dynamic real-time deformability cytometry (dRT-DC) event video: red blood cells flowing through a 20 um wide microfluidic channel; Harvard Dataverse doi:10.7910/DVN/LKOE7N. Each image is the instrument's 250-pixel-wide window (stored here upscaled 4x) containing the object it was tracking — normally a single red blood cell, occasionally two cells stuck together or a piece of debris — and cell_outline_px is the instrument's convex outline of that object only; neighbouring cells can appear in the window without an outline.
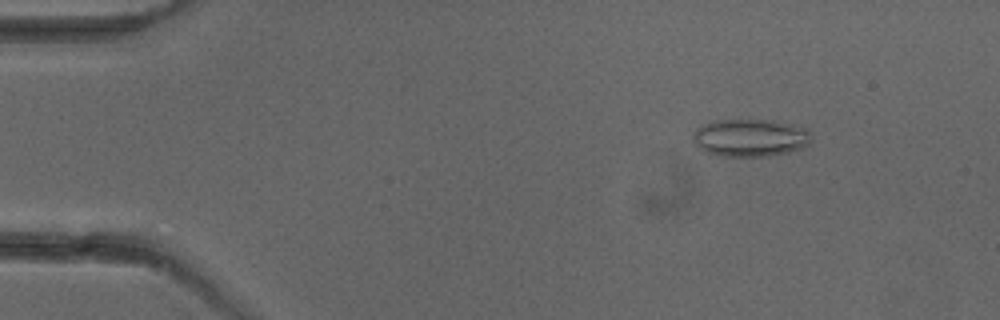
{"species": "common noctule bat (a hibernating species)", "species_latin": "Nyctalus noctula", "temperature_condition": "cold", "stored_images_in_passage": 3, "camera_frame_rate_fps": 3000, "um_per_image_px": 0.085, "animal": {"sex": "female"}, "frame": {"image": 1, "passage_image": 1, "time_ms": 0.0, "image_size_px": [1000, 320], "cell_outline_px": [[812, 136], [808, 144], [800, 148], [788, 152], [768, 156], [724, 156], [708, 152], [700, 148], [692, 140], [692, 136], [696, 128], [704, 124], [716, 120], [776, 120], [808, 128]], "centroid_in_image_um": [63.79, 11.69], "position_along_channel_um": 21.2, "area_um2": 25.95}}